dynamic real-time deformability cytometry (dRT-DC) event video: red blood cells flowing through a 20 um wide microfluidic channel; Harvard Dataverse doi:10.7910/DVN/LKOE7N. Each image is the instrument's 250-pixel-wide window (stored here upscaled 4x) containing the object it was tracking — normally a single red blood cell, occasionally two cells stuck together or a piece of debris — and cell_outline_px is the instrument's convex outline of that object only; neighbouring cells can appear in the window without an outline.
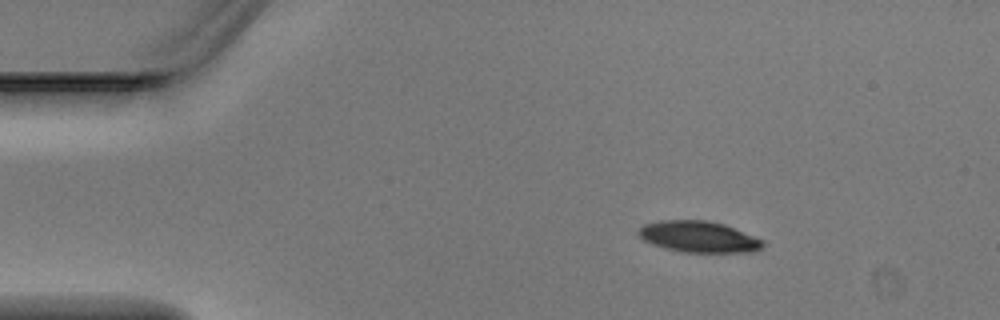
{"species": "Egyptian fruit bat (a non-hibernating species)", "species_latin": "Rousettus aegyptiacus", "temperature_condition": "warm", "stored_images_in_passage": 2, "camera_frame_rate_fps": 3000, "um_per_image_px": 0.085, "animal": {"sex": "male"}, "frame": {"image": 1, "passage_image": 1, "time_ms": 0.0, "image_size_px": [1000, 320], "cell_outline_px": [[764, 244], [760, 248], [752, 252], [684, 252], [652, 244], [644, 240], [636, 232], [644, 224], [660, 220], [708, 220], [724, 224], [764, 240]], "centroid_in_image_um": [59.39, 20.11], "position_along_channel_um": 25.6, "area_um2": 22.48}}